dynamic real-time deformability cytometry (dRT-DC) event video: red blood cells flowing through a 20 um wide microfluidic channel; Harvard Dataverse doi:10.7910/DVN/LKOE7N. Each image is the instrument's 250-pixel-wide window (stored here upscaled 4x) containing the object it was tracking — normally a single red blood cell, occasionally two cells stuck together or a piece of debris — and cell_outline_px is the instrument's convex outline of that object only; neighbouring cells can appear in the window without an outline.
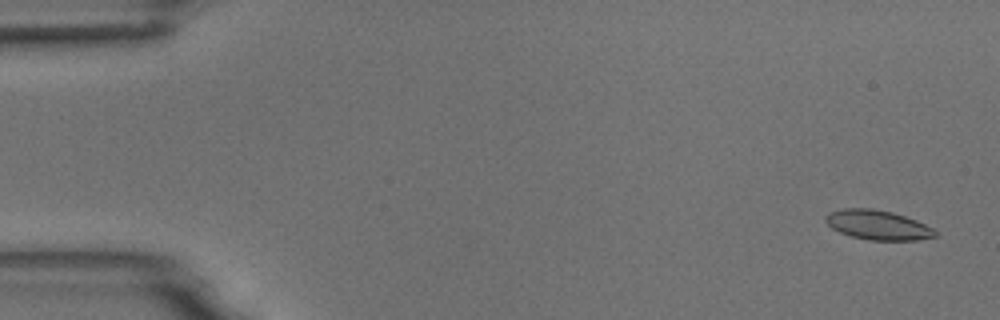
{"species": "common noctule bat (a hibernating species)", "species_latin": "Nyctalus noctula", "temperature_condition": "room temperature", "stored_images_in_passage": 10, "camera_frame_rate_fps": 3000, "um_per_image_px": 0.085, "animal": {"sex": "male", "body_mass_g": 18.8}, "frame": {"image": 1, "passage_image": 1, "time_ms": 0.0, "image_size_px": [1000, 320], "cell_outline_px": [[936, 236], [916, 240], [868, 240], [852, 236], [840, 232], [832, 228], [824, 220], [824, 216], [828, 212], [844, 208], [872, 208], [892, 212], [916, 220], [932, 228], [936, 232]], "centroid_in_image_um": [74.57, 19.11], "position_along_channel_um": 10.4, "area_um2": 18.79}}
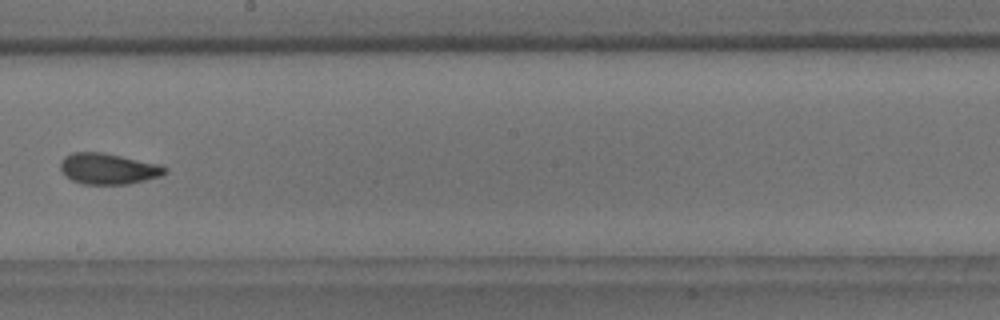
{"frame": {"image": 2, "passage_image": 9, "time_ms": 9.667, "image_size_px": [1000, 320], "cell_outline_px": [[168, 172], [160, 176], [128, 184], [80, 184], [64, 176], [60, 168], [60, 160], [64, 156], [72, 152], [100, 152], [160, 164], [168, 168]], "centroid_in_image_um": [9.17, 14.34], "position_along_channel_um": 239.0, "area_um2": 18.96}}
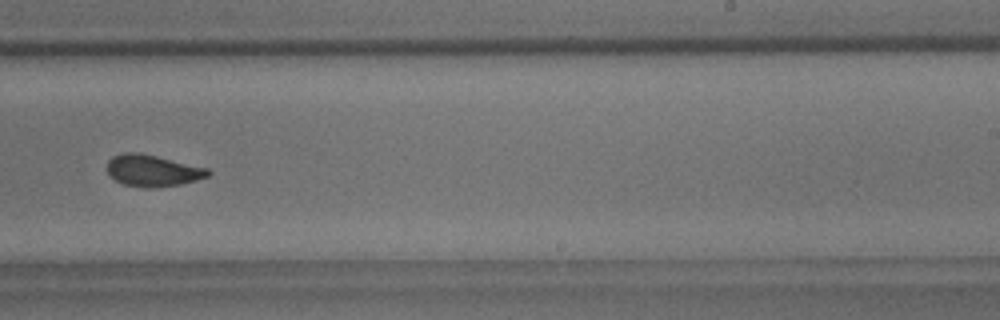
{"frame": {"image": 3, "passage_image": 10, "time_ms": 10.667, "image_size_px": [1000, 320], "cell_outline_px": [[212, 172], [208, 176], [196, 180], [180, 184], [156, 188], [144, 188], [124, 184], [108, 176], [108, 160], [112, 156], [124, 152], [140, 152], [208, 168]], "centroid_in_image_um": [12.96, 14.5], "position_along_channel_um": 276.0, "area_um2": 18.73}}